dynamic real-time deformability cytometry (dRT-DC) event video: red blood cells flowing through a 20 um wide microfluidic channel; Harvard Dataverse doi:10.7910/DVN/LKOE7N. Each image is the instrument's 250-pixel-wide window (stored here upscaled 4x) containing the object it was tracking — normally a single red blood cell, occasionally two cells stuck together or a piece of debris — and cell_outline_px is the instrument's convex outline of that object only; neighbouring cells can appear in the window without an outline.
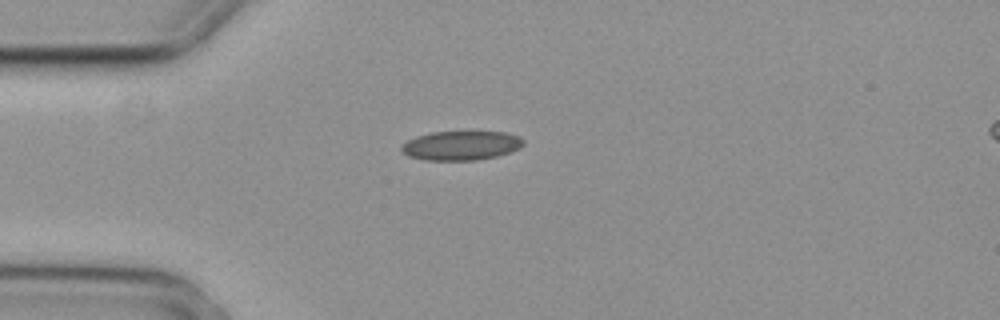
{"species": "common noctule bat (a hibernating species)", "species_latin": "Nyctalus noctula", "temperature_condition": "cold", "stored_images_in_passage": 3, "camera_frame_rate_fps": 3000, "um_per_image_px": 0.085, "animal": {"sex": "female", "body_mass_g": 29.2, "forearm_length_mm": 56.3}, "frame": {"image": 1, "passage_image": 1, "time_ms": 0.0, "image_size_px": [1000, 320], "cell_outline_px": [[524, 144], [520, 148], [512, 152], [496, 156], [476, 160], [424, 160], [408, 156], [400, 152], [400, 148], [408, 140], [416, 136], [432, 132], [508, 132], [520, 136], [524, 140]], "centroid_in_image_um": [39.21, 12.37], "position_along_channel_um": 45.8, "area_um2": 20.92}}
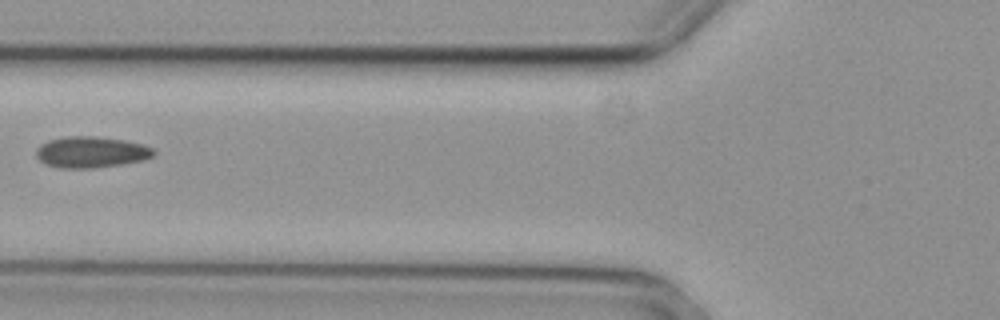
{"frame": {"image": 2, "passage_image": 3, "time_ms": 0.667, "image_size_px": [1000, 320], "cell_outline_px": [[156, 152], [152, 156], [144, 160], [120, 164], [92, 168], [60, 168], [44, 164], [36, 156], [36, 148], [40, 144], [48, 140], [68, 136], [96, 136], [124, 140], [144, 144], [152, 148]], "centroid_in_image_um": [7.72, 12.92], "position_along_channel_um": 118.1, "area_um2": 21.44}}